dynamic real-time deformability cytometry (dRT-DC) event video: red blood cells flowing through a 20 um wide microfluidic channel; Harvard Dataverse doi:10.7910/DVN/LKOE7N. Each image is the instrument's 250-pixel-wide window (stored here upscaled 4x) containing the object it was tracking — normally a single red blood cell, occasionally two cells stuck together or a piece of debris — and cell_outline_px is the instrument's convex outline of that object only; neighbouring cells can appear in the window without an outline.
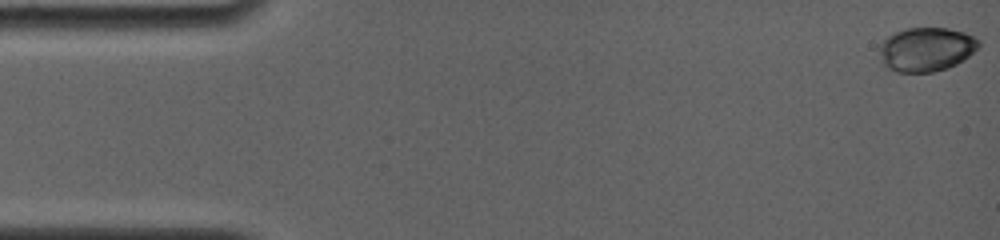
{"species": "common noctule bat (a hibernating species)", "species_latin": "Nyctalus noctula", "temperature_condition": "room temperature", "stored_images_in_passage": 8, "camera_frame_rate_fps": 4000, "um_per_image_px": 0.085, "animal": {"sex": "female", "body_mass_g": 19.0, "forearm_length_mm": 56.7}, "frame": {"image": 1, "passage_image": 1, "time_ms": 0.0, "image_size_px": [1000, 240], "cell_outline_px": [[980, 44], [964, 60], [948, 68], [932, 72], [896, 72], [888, 68], [884, 64], [880, 52], [880, 44], [888, 36], [904, 28], [948, 28], [964, 32], [980, 40]], "centroid_in_image_um": [78.74, 4.19], "position_along_channel_um": 6.3, "area_um2": 25.32}}
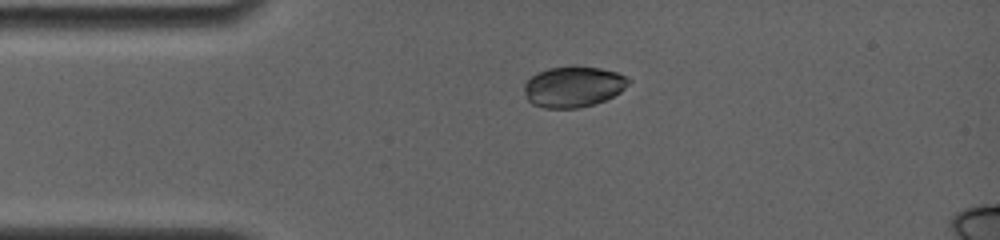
{"frame": {"image": 2, "passage_image": 5, "time_ms": 3.5, "image_size_px": [1000, 240], "cell_outline_px": [[632, 80], [620, 92], [604, 100], [592, 104], [576, 108], [544, 108], [532, 104], [528, 100], [524, 92], [524, 84], [536, 72], [548, 68], [576, 64], [600, 68], [616, 72]], "centroid_in_image_um": [48.71, 7.34], "position_along_channel_um": 36.3, "area_um2": 25.03}}
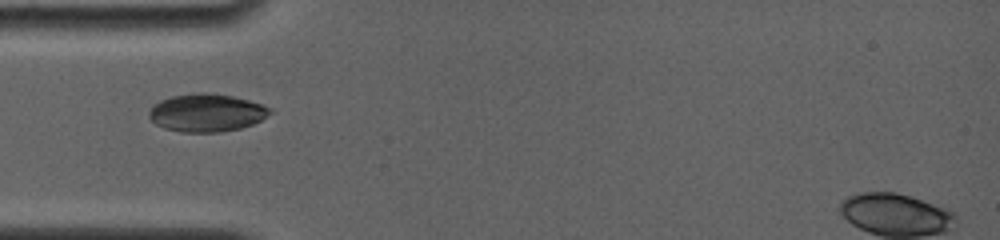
{"frame": {"image": 3, "passage_image": 7, "time_ms": 5.0, "image_size_px": [1000, 240], "cell_outline_px": [[272, 112], [260, 120], [252, 124], [240, 128], [220, 132], [180, 132], [164, 128], [156, 124], [148, 116], [148, 112], [152, 104], [160, 100], [172, 96], [200, 92], [204, 92], [232, 96], [248, 100], [272, 108]], "centroid_in_image_um": [17.52, 9.58], "position_along_channel_um": 67.5, "area_um2": 26.65}}